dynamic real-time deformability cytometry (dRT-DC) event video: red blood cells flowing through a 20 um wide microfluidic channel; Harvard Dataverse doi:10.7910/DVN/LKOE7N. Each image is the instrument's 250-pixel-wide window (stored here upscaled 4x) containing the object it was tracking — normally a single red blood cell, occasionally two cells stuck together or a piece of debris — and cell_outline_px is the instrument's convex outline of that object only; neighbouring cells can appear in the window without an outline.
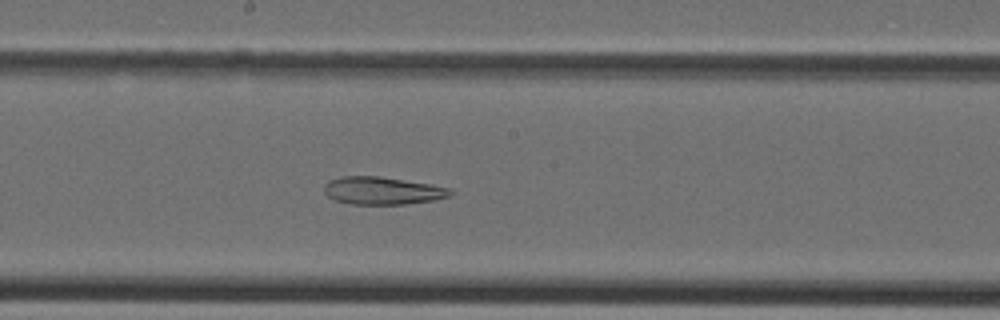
{"species": "Egyptian fruit bat (a non-hibernating species)", "species_latin": "Rousettus aegyptiacus", "temperature_condition": "cold", "stored_images_in_passage": 38, "camera_frame_rate_fps": 3000, "um_per_image_px": 0.085, "animal": {"sex": "female"}, "frame": {"image": 1, "passage_image": 20, "time_ms": 6.333, "image_size_px": [1000, 320], "cell_outline_px": [[452, 192], [448, 196], [432, 200], [404, 204], [348, 204], [336, 200], [328, 196], [324, 192], [324, 184], [328, 180], [340, 176], [380, 176], [432, 184], [452, 188]], "centroid_in_image_um": [32.47, 16.19], "position_along_channel_um": 215.7, "area_um2": 20.4}}
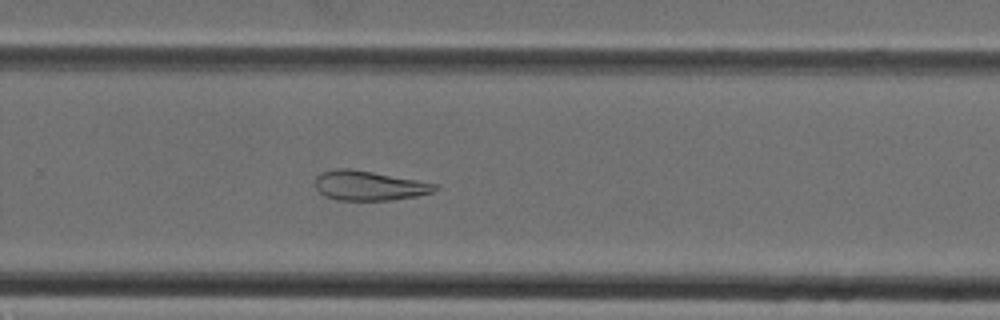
{"frame": {"image": 2, "passage_image": 25, "time_ms": 8.0, "image_size_px": [1000, 320], "cell_outline_px": [[440, 188], [432, 192], [416, 196], [392, 200], [336, 200], [324, 196], [316, 188], [316, 176], [320, 172], [336, 168], [352, 168], [440, 184]], "centroid_in_image_um": [31.38, 15.77], "position_along_channel_um": 298.4, "area_um2": 20.92}}
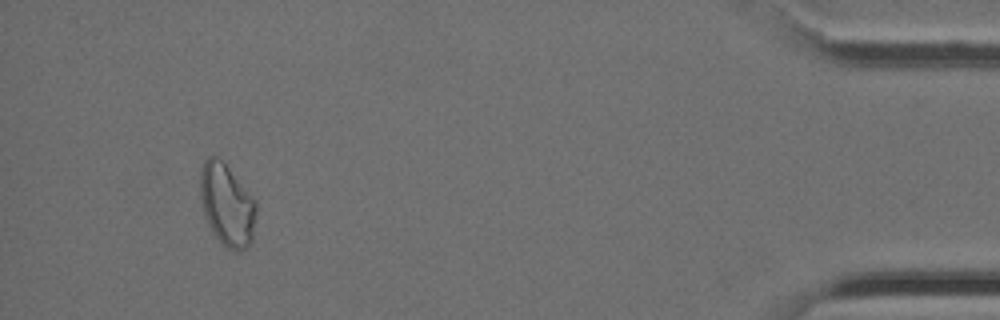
{"frame": {"image": 3, "passage_image": 36, "time_ms": 11.667, "image_size_px": [1000, 320], "cell_outline_px": [[256, 212], [252, 240], [248, 248], [236, 252], [228, 248], [212, 232], [204, 216], [200, 200], [200, 168], [204, 160], [208, 156], [216, 156], [228, 168], [252, 196], [256, 204]], "centroid_in_image_um": [19.27, 17.43], "position_along_channel_um": 415.9, "area_um2": 26.7}}